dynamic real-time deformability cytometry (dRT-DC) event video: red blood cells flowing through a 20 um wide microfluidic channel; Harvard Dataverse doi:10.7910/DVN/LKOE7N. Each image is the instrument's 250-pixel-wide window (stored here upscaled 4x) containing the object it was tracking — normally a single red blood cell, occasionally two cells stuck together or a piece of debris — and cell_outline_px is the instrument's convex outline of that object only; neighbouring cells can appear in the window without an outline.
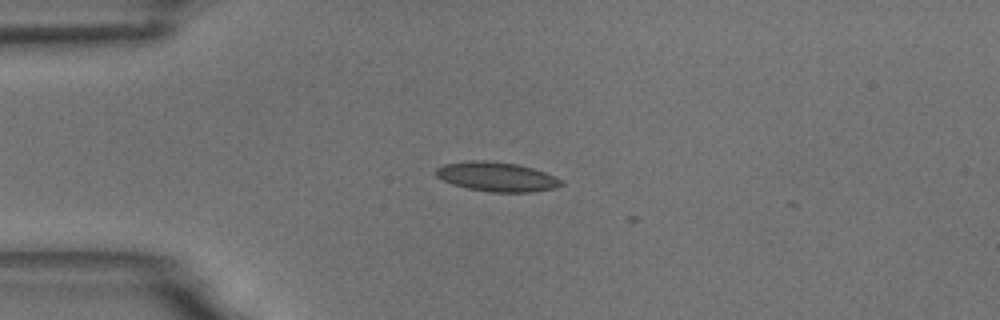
{"species": "common noctule bat (a hibernating species)", "species_latin": "Nyctalus noctula", "temperature_condition": "room temperature", "stored_images_in_passage": 4, "camera_frame_rate_fps": 3000, "um_per_image_px": 0.085, "animal": {"sex": "male", "body_mass_g": 18.8}, "frame": {"image": 1, "passage_image": 1, "time_ms": 0.0, "image_size_px": [1000, 320], "cell_outline_px": [[564, 184], [552, 188], [532, 192], [492, 192], [468, 188], [452, 184], [436, 176], [436, 168], [444, 164], [468, 160], [484, 160], [516, 164], [532, 168], [544, 172], [564, 180]], "centroid_in_image_um": [42.22, 15.02], "position_along_channel_um": 42.8, "area_um2": 21.33}}